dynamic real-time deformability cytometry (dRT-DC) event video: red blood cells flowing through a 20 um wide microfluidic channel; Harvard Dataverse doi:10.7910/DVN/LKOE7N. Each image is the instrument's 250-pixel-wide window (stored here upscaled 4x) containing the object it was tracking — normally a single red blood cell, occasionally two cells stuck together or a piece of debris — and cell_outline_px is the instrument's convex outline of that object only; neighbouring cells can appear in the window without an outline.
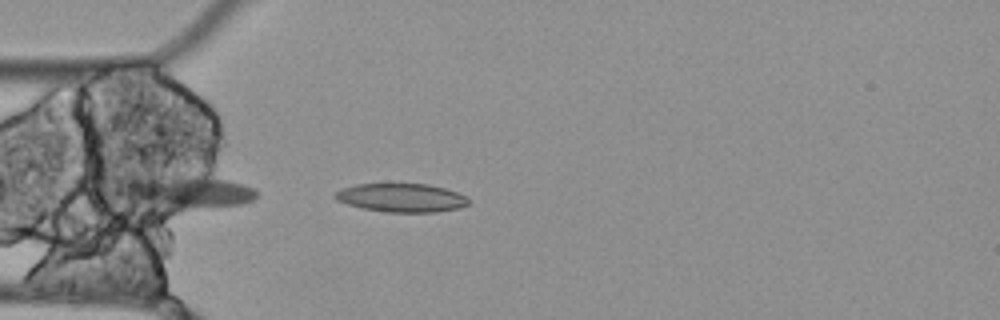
{"species": "Egyptian fruit bat (a non-hibernating species)", "species_latin": "Rousettus aegyptiacus", "temperature_condition": "cold", "stored_images_in_passage": 6, "camera_frame_rate_fps": 3000, "um_per_image_px": 0.085, "animal": {"sex": "female"}, "frame": {"image": 1, "passage_image": 2, "time_ms": 0.333, "image_size_px": [1000, 320], "cell_outline_px": [[468, 204], [460, 208], [436, 212], [388, 212], [364, 208], [348, 204], [336, 200], [332, 196], [336, 192], [344, 188], [356, 184], [428, 184], [444, 188], [456, 192], [464, 196], [468, 200]], "centroid_in_image_um": [34.12, 16.81], "position_along_channel_um": 50.9, "area_um2": 21.96}}
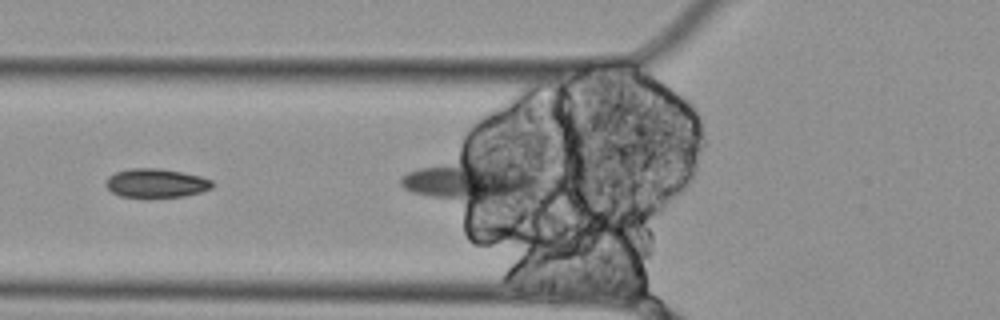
{"frame": {"image": 2, "passage_image": 5, "time_ms": 1.333, "image_size_px": [1000, 320], "cell_outline_px": [[216, 184], [212, 188], [200, 192], [184, 196], [148, 200], [120, 196], [112, 192], [104, 184], [108, 176], [116, 172], [132, 168], [160, 168], [200, 176], [212, 180]], "centroid_in_image_um": [13.26, 15.61], "position_along_channel_um": 112.5, "area_um2": 18.61}}